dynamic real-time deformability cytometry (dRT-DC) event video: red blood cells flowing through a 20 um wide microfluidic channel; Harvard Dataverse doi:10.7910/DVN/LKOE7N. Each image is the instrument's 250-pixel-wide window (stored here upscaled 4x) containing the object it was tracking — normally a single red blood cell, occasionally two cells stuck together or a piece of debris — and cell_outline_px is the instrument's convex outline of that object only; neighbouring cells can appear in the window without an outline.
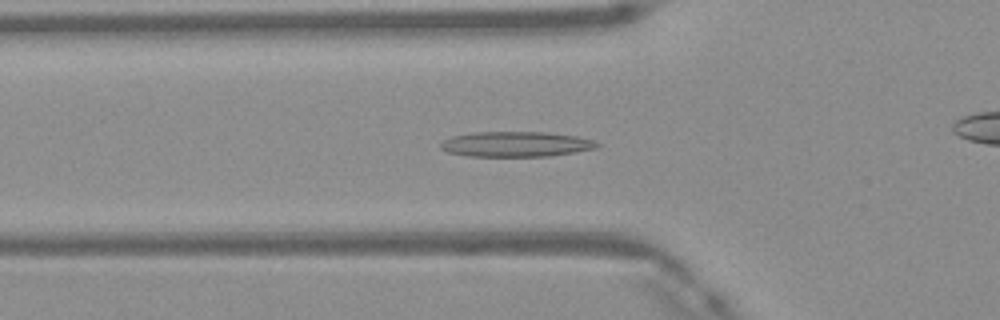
{"species": "Egyptian fruit bat (a non-hibernating species)", "species_latin": "Rousettus aegyptiacus", "temperature_condition": "warm", "stored_images_in_passage": 50, "camera_frame_rate_fps": 3000, "um_per_image_px": 0.085, "frame": {"image": 1, "passage_image": 17, "time_ms": 5.333, "image_size_px": [1000, 320], "cell_outline_px": [[600, 144], [596, 148], [576, 152], [548, 156], [468, 156], [448, 152], [440, 148], [440, 144], [444, 140], [452, 136], [472, 132], [548, 132], [576, 136], [592, 140]], "centroid_in_image_um": [43.84, 12.25], "position_along_channel_um": 82.0, "area_um2": 22.95}}
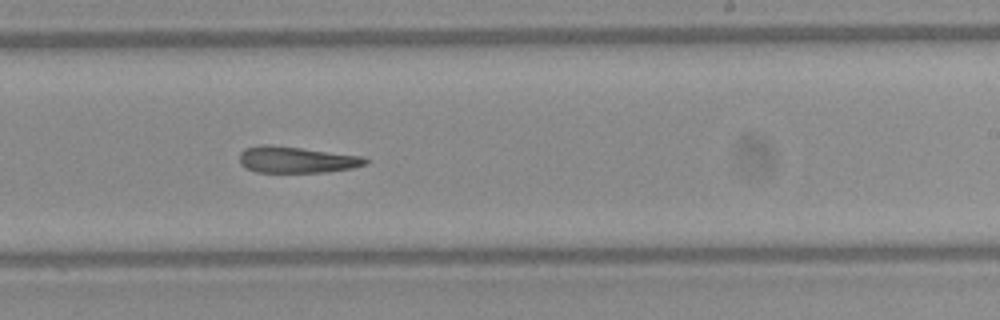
{"frame": {"image": 2, "passage_image": 30, "time_ms": 9.667, "image_size_px": [1000, 320], "cell_outline_px": [[368, 164], [352, 168], [324, 172], [256, 172], [244, 168], [240, 164], [240, 152], [244, 148], [260, 144], [268, 144], [364, 156], [368, 160]], "centroid_in_image_um": [25.17, 13.57], "position_along_channel_um": 263.8, "area_um2": 19.48}}
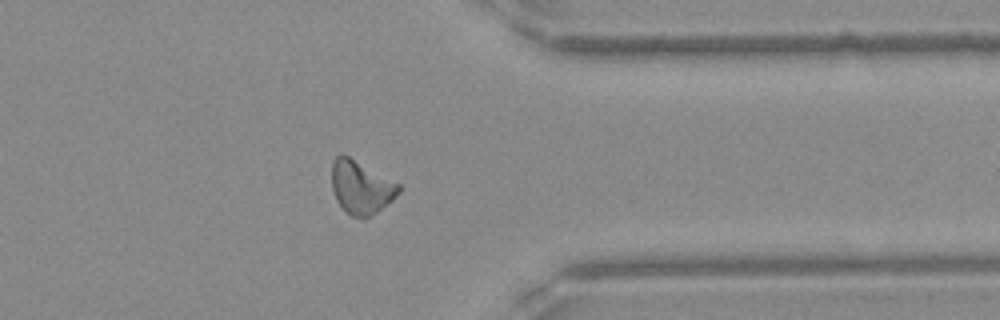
{"frame": {"image": 3, "passage_image": 39, "time_ms": 12.667, "image_size_px": [1000, 320], "cell_outline_px": [[400, 192], [392, 200], [376, 212], [364, 220], [352, 216], [344, 212], [336, 200], [332, 188], [332, 160], [340, 152], [348, 156], [400, 184]], "centroid_in_image_um": [30.66, 15.93], "position_along_channel_um": 380.7, "area_um2": 20.87}}